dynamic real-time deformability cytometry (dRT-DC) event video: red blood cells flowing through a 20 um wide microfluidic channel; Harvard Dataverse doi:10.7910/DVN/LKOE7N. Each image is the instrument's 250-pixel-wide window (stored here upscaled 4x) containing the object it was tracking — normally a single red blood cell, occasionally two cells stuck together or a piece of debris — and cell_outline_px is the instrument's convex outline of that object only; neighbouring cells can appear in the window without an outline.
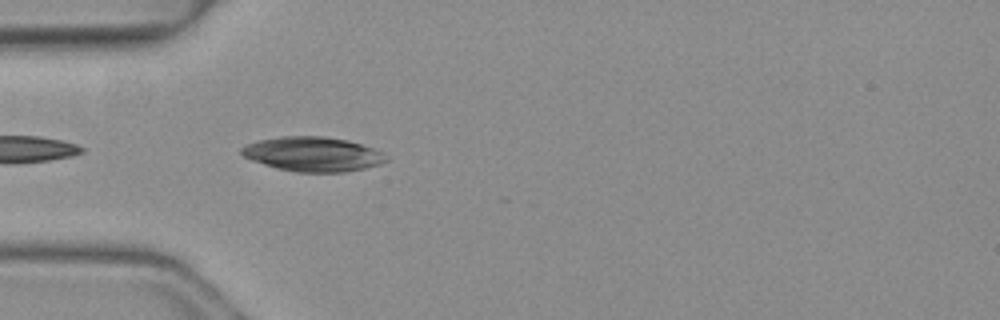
{"species": "common noctule bat (a hibernating species)", "species_latin": "Nyctalus noctula", "temperature_condition": "warm", "stored_images_in_passage": 3, "camera_frame_rate_fps": 3000, "um_per_image_px": 0.085, "animal": {"sex": "female", "body_mass_g": 19.3, "forearm_length_mm": 54.1}, "frame": {"image": 1, "passage_image": 3, "time_ms": 0.667, "image_size_px": [1000, 320], "cell_outline_px": [[388, 160], [380, 164], [364, 168], [344, 172], [296, 172], [276, 168], [252, 160], [244, 156], [240, 152], [240, 148], [248, 144], [260, 140], [280, 136], [324, 136], [348, 140], [384, 152], [388, 156]], "centroid_in_image_um": [26.61, 13.1], "position_along_channel_um": 58.4, "area_um2": 29.07}}